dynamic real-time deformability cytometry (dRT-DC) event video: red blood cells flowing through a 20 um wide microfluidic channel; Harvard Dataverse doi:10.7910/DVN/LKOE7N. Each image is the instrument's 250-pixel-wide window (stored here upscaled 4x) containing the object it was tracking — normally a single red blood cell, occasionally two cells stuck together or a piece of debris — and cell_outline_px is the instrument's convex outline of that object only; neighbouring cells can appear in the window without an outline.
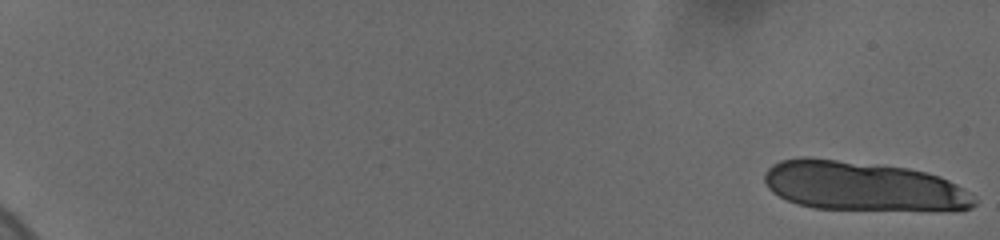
{"species": "human", "species_latin": "Homo sapiens", "temperature_condition": "cold", "stored_images_in_passage": 41, "camera_frame_rate_fps": 3000, "um_per_image_px": 0.085, "donor": {"sex": "female"}, "frame": {"image": 1, "passage_image": 1, "time_ms": 0.0, "image_size_px": [1000, 240], "cell_outline_px": [[976, 204], [972, 208], [812, 208], [788, 200], [772, 192], [768, 188], [764, 180], [764, 172], [772, 164], [780, 160], [800, 156], [808, 156], [876, 164], [908, 168], [940, 176], [972, 192], [976, 200]], "centroid_in_image_um": [73.25, 15.77], "position_along_channel_um": 11.7, "area_um2": 59.36}}